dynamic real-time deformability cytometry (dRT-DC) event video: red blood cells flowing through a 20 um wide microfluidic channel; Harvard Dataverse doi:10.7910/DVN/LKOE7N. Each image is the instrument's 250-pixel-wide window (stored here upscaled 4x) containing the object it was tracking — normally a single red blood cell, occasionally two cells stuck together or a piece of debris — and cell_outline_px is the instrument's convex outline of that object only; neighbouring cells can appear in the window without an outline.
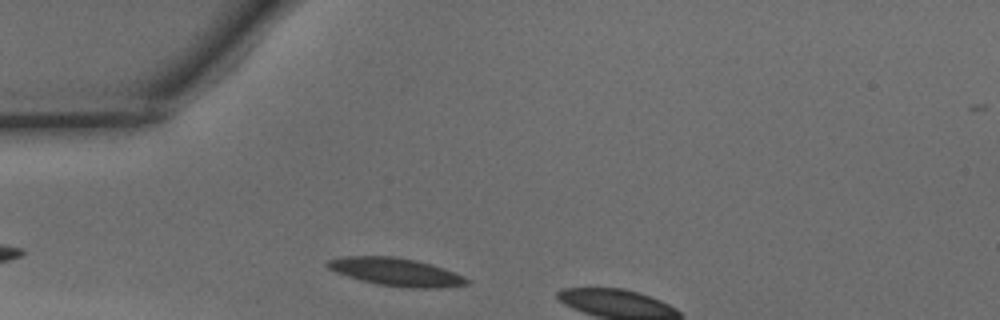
{"species": "common noctule bat (a hibernating species)", "species_latin": "Nyctalus noctula", "temperature_condition": "warm", "stored_images_in_passage": 6, "camera_frame_rate_fps": 3000, "um_per_image_px": 0.085, "animal": {"sex": "male", "body_mass_g": 15.6}, "frame": {"image": 1, "passage_image": 2, "time_ms": 0.333, "image_size_px": [1000, 320], "cell_outline_px": [[472, 280], [468, 284], [444, 288], [408, 288], [376, 284], [360, 280], [336, 272], [328, 268], [324, 264], [324, 260], [344, 256], [396, 256], [416, 260], [444, 268], [464, 276]], "centroid_in_image_um": [33.66, 23.11], "position_along_channel_um": 51.3, "area_um2": 23.0}}
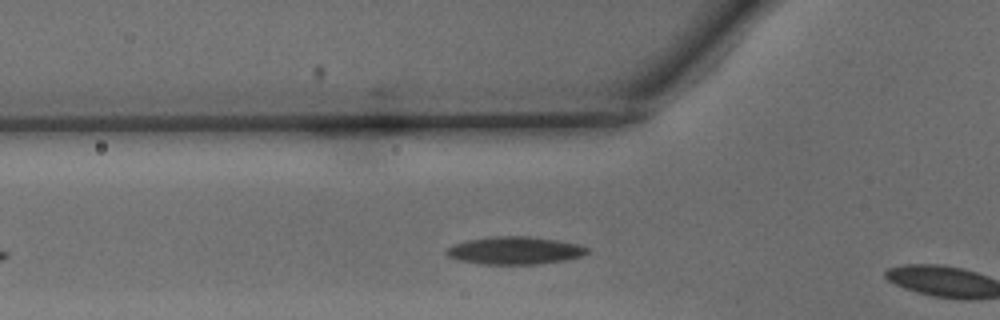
{"frame": {"image": 2, "passage_image": 5, "time_ms": 1.333, "image_size_px": [1000, 320], "cell_outline_px": [[592, 252], [580, 256], [564, 260], [536, 264], [484, 264], [460, 260], [448, 256], [444, 252], [452, 244], [464, 240], [492, 236], [532, 236], [580, 244], [592, 248]], "centroid_in_image_um": [43.79, 21.27], "position_along_channel_um": 82.0, "area_um2": 22.95}}